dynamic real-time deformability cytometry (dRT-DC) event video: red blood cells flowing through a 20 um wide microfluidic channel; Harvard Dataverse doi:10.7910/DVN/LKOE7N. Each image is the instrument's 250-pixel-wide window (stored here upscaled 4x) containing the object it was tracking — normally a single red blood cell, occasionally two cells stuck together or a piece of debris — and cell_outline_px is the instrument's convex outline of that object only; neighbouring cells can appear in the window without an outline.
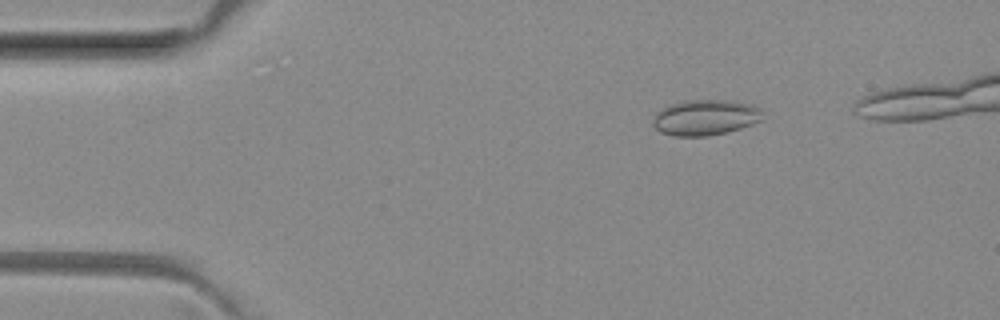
{"species": "common noctule bat (a hibernating species)", "species_latin": "Nyctalus noctula", "temperature_condition": "room temperature", "stored_images_in_passage": 12, "camera_frame_rate_fps": 3000, "um_per_image_px": 0.085, "animal": {"sex": "female", "body_mass_g": 29.2, "forearm_length_mm": 56.3}, "frame": {"image": 1, "passage_image": 4, "time_ms": 1.0, "image_size_px": [1000, 320], "cell_outline_px": [[764, 120], [740, 128], [708, 136], [672, 136], [660, 132], [652, 124], [652, 120], [656, 112], [668, 104], [684, 100], [728, 100], [748, 104], [764, 108]], "centroid_in_image_um": [59.96, 9.98], "position_along_channel_um": 25.0, "area_um2": 23.12}}